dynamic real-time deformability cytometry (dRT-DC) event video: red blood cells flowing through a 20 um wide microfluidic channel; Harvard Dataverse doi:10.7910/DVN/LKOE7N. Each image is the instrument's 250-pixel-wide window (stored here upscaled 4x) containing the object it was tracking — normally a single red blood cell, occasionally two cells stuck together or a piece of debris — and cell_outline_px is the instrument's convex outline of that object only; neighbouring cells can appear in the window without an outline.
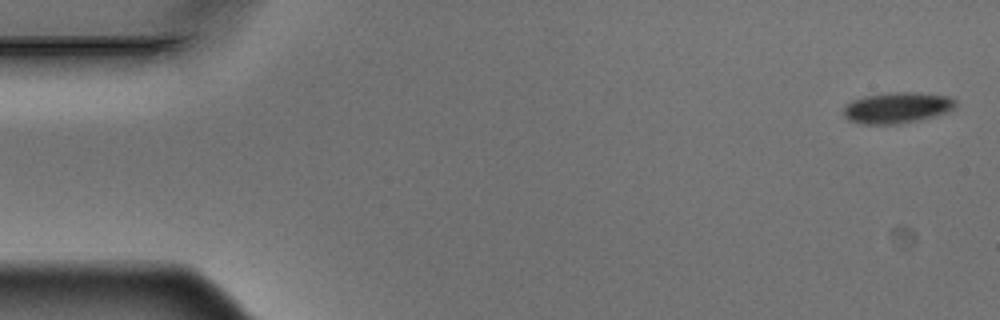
{"species": "Egyptian fruit bat (a non-hibernating species)", "species_latin": "Rousettus aegyptiacus", "temperature_condition": "warm", "stored_images_in_passage": 5, "camera_frame_rate_fps": 3000, "um_per_image_px": 0.085, "animal": {"sex": "male"}, "frame": {"image": 1, "passage_image": 1, "time_ms": 0.0, "image_size_px": [1000, 320], "cell_outline_px": [[956, 104], [948, 112], [936, 116], [900, 124], [860, 124], [848, 120], [844, 116], [844, 108], [852, 100], [864, 96], [888, 92], [916, 92], [948, 96], [956, 100]], "centroid_in_image_um": [76.25, 9.16], "position_along_channel_um": 8.7, "area_um2": 20.35}}
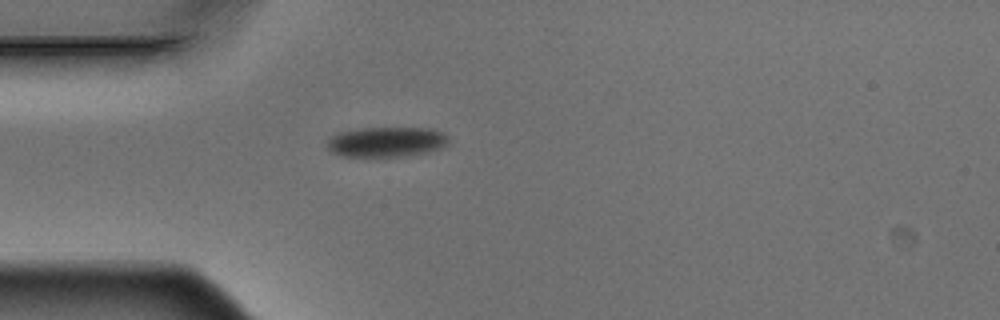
{"frame": {"image": 2, "passage_image": 5, "time_ms": 1.333, "image_size_px": [1000, 320], "cell_outline_px": [[448, 140], [440, 148], [428, 152], [408, 156], [344, 156], [332, 152], [328, 148], [328, 140], [332, 136], [340, 132], [364, 128], [428, 128], [444, 132], [448, 136]], "centroid_in_image_um": [32.87, 12.06], "position_along_channel_um": 52.1, "area_um2": 21.04}}